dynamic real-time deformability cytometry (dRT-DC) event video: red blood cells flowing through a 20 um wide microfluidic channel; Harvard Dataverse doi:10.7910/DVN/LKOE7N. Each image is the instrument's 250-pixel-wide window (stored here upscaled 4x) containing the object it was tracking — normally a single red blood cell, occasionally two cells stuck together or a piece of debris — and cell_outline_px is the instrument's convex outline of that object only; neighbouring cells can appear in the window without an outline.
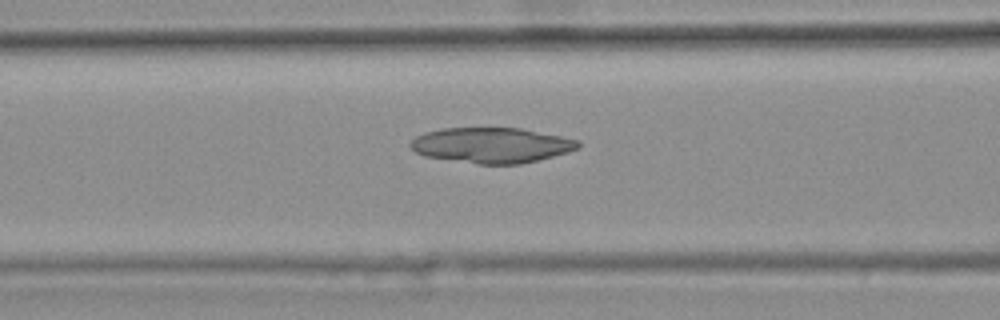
{"species": "common noctule bat (a hibernating species)", "species_latin": "Nyctalus noctula", "temperature_condition": "warm", "stored_images_in_passage": 48, "camera_frame_rate_fps": 3000, "um_per_image_px": 0.085, "animal": {"sex": "female", "body_mass_g": 25.1}, "frame": {"image": 1, "passage_image": 22, "time_ms": 7.0, "image_size_px": [1000, 320], "cell_outline_px": [[580, 148], [568, 152], [520, 164], [476, 164], [424, 156], [416, 152], [408, 144], [416, 136], [424, 132], [440, 128], [520, 128], [580, 140]], "centroid_in_image_um": [41.76, 12.34], "position_along_channel_um": 124.8, "area_um2": 34.56}}
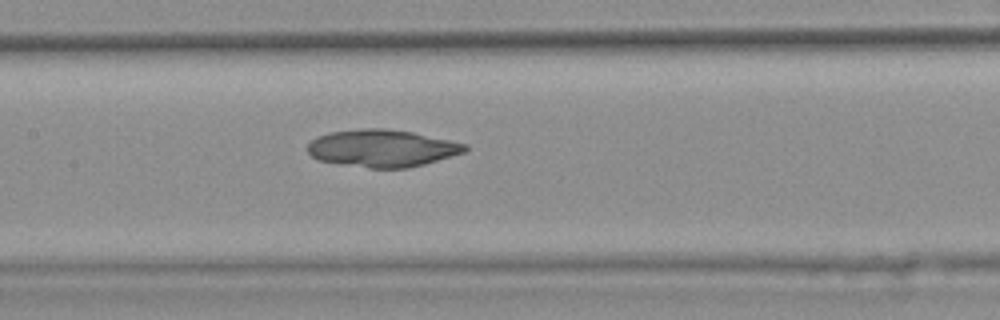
{"frame": {"image": 2, "passage_image": 26, "time_ms": 8.333, "image_size_px": [1000, 320], "cell_outline_px": [[468, 148], [464, 152], [424, 164], [408, 168], [368, 168], [316, 160], [308, 152], [308, 144], [316, 136], [328, 132], [360, 128], [384, 128], [412, 132], [468, 144]], "centroid_in_image_um": [32.45, 12.59], "position_along_channel_um": 175.0, "area_um2": 34.28}}
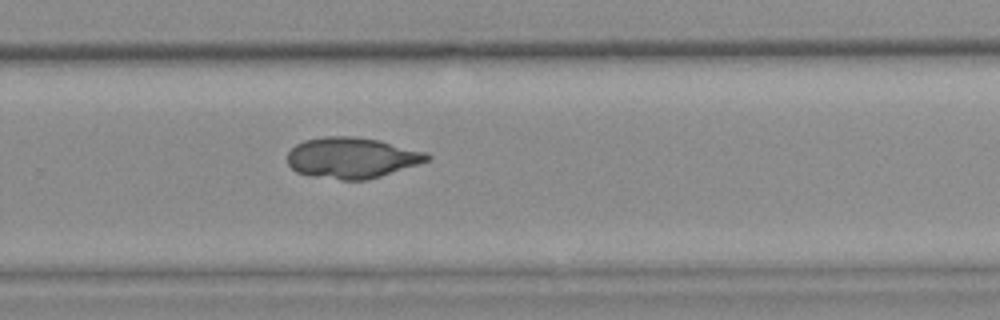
{"frame": {"image": 3, "passage_image": 36, "time_ms": 11.667, "image_size_px": [1000, 320], "cell_outline_px": [[432, 156], [428, 160], [368, 180], [340, 180], [308, 176], [296, 172], [288, 164], [288, 152], [296, 144], [304, 140], [324, 136], [352, 136], [380, 140], [428, 152]], "centroid_in_image_um": [29.88, 13.41], "position_along_channel_um": 299.9, "area_um2": 33.41}}